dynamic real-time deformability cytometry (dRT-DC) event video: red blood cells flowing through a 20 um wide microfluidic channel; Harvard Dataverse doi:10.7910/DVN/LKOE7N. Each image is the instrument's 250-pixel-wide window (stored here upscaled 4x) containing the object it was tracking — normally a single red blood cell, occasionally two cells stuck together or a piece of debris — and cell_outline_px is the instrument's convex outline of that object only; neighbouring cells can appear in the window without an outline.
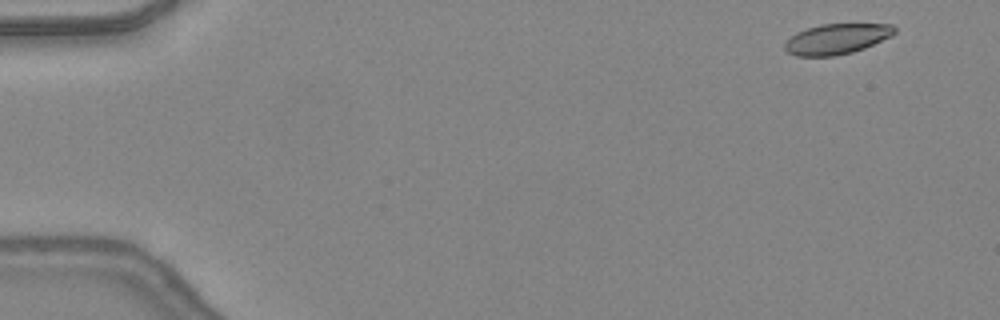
{"species": "common noctule bat (a hibernating species)", "species_latin": "Nyctalus noctula", "temperature_condition": "warm", "stored_images_in_passage": 9, "camera_frame_rate_fps": 3000, "um_per_image_px": 0.085, "animal": {"sex": "female", "body_mass_g": 24.6, "forearm_length_mm": 56.2}, "frame": {"image": 1, "passage_image": 2, "time_ms": 0.333, "image_size_px": [1000, 320], "cell_outline_px": [[896, 32], [892, 36], [864, 48], [852, 52], [836, 56], [796, 56], [788, 52], [784, 48], [784, 44], [796, 32], [820, 24], [892, 24], [896, 28]], "centroid_in_image_um": [71.14, 3.31], "position_along_channel_um": 13.9, "area_um2": 19.42}}